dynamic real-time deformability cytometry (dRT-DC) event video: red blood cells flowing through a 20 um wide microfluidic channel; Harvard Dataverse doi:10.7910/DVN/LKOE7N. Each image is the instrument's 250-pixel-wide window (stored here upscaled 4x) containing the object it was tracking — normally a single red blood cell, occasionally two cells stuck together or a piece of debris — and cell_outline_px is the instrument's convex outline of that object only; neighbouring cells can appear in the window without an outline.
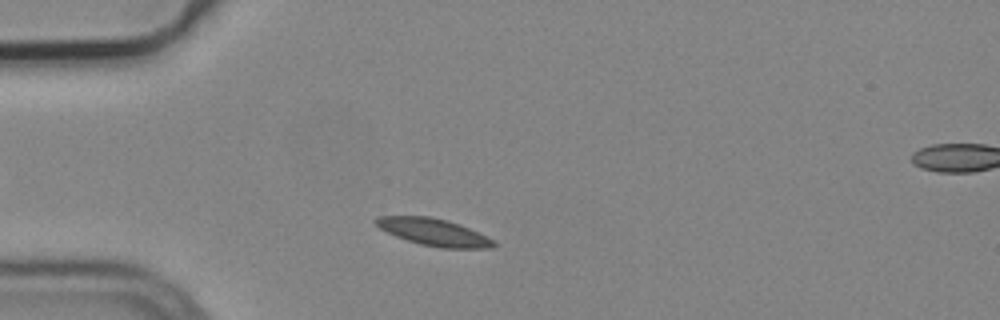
{"species": "common noctule bat (a hibernating species)", "species_latin": "Nyctalus noctula", "temperature_condition": "cold", "stored_images_in_passage": 2, "camera_frame_rate_fps": 3000, "um_per_image_px": 0.085, "animal": {"sex": "male", "body_mass_g": 19.2, "forearm_length_mm": 51.8}, "frame": {"image": 1, "passage_image": 1, "time_ms": 0.0, "image_size_px": [1000, 320], "cell_outline_px": [[500, 244], [492, 248], [440, 248], [420, 244], [396, 236], [380, 228], [372, 220], [380, 216], [432, 216], [448, 220], [460, 224]], "centroid_in_image_um": [36.87, 19.73], "position_along_channel_um": 48.1, "area_um2": 18.5}}